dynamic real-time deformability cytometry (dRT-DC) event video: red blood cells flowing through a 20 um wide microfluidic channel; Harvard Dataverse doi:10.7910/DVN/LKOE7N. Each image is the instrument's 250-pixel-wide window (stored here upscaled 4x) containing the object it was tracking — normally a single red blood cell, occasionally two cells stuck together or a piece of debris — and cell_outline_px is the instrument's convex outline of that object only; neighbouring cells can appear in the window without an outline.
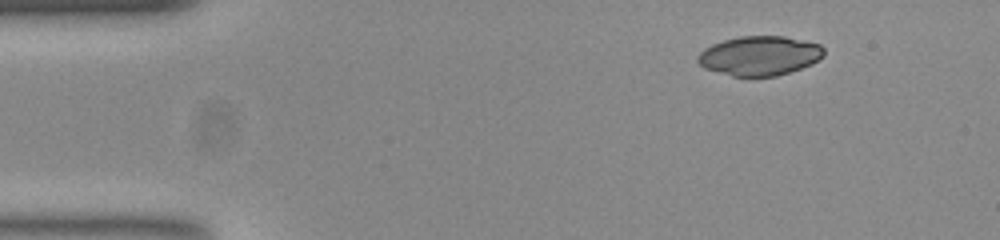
{"species": "common noctule bat (a hibernating species)", "species_latin": "Nyctalus noctula", "temperature_condition": "room temperature", "stored_images_in_passage": 3, "camera_frame_rate_fps": 3000, "um_per_image_px": 0.085, "animal": {"sex": "female", "body_mass_g": 23.0, "forearm_length_mm": 53.4}, "frame": {"image": 1, "passage_image": 1, "time_ms": 0.0, "image_size_px": [1000, 240], "cell_outline_px": [[820, 56], [796, 68], [780, 72], [772, 72], [720, 44], [732, 40], [788, 40], [816, 44], [820, 48]], "centroid_in_image_um": [65.91, 4.5], "position_along_channel_um": 19.1, "area_um2": 15.14}}